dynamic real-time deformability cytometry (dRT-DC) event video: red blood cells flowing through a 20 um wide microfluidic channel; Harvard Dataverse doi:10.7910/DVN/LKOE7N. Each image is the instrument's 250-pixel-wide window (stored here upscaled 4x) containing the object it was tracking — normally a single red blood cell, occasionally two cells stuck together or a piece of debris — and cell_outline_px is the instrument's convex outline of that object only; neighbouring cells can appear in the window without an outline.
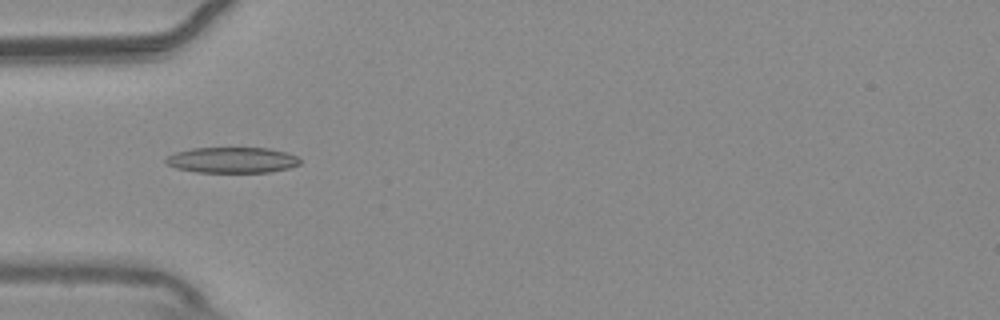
{"species": "common noctule bat (a hibernating species)", "species_latin": "Nyctalus noctula", "temperature_condition": "warm", "stored_images_in_passage": 16, "camera_frame_rate_fps": 3000, "um_per_image_px": 0.085, "animal": {"sex": "male", "body_mass_g": 20.4}, "frame": {"image": 1, "passage_image": 3, "time_ms": 0.667, "image_size_px": [1000, 320], "cell_outline_px": [[300, 164], [288, 168], [268, 172], [196, 172], [176, 168], [168, 164], [164, 160], [168, 156], [176, 152], [192, 148], [268, 148], [284, 152], [296, 156], [300, 160]], "centroid_in_image_um": [19.72, 13.6], "position_along_channel_um": 65.3, "area_um2": 19.94}}